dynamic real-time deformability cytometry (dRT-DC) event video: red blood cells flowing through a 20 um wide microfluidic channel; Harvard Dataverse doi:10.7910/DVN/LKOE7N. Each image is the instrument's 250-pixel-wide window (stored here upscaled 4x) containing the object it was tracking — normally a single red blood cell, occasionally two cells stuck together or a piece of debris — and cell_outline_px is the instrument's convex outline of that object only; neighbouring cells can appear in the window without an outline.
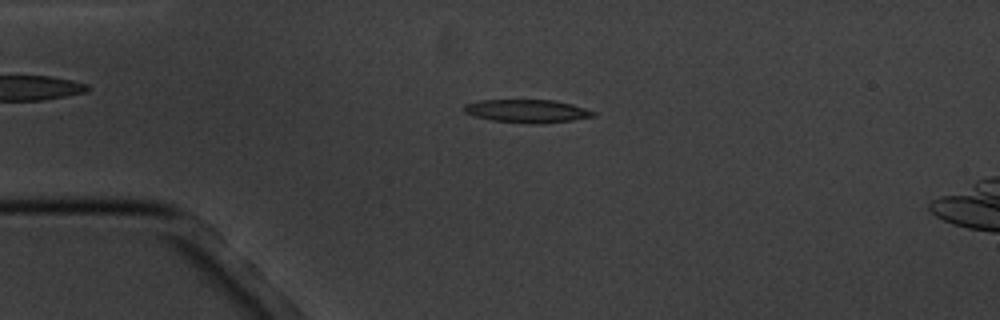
{"species": "common noctule bat (a hibernating species)", "species_latin": "Nyctalus noctula", "temperature_condition": "cold", "stored_images_in_passage": 6, "camera_frame_rate_fps": 3000, "um_per_image_px": 0.085, "animal": {"sex": "male", "body_mass_g": 20.1, "forearm_length_mm": 53.5}, "frame": {"image": 1, "passage_image": 4, "time_ms": 3.667, "image_size_px": [1000, 320], "cell_outline_px": [[596, 116], [572, 120], [540, 124], [528, 124], [492, 120], [476, 116], [464, 112], [464, 104], [480, 100], [556, 100], [572, 104], [596, 112]], "centroid_in_image_um": [44.83, 9.44], "position_along_channel_um": 40.2, "area_um2": 17.46}}